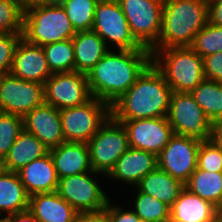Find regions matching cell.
<instances>
[{
    "label": "cell",
    "instance_id": "obj_23",
    "mask_svg": "<svg viewBox=\"0 0 222 222\" xmlns=\"http://www.w3.org/2000/svg\"><path fill=\"white\" fill-rule=\"evenodd\" d=\"M75 71L87 74L110 50L104 40L93 30L76 32L72 38Z\"/></svg>",
    "mask_w": 222,
    "mask_h": 222
},
{
    "label": "cell",
    "instance_id": "obj_31",
    "mask_svg": "<svg viewBox=\"0 0 222 222\" xmlns=\"http://www.w3.org/2000/svg\"><path fill=\"white\" fill-rule=\"evenodd\" d=\"M136 190L132 210L142 222H170V207L167 204Z\"/></svg>",
    "mask_w": 222,
    "mask_h": 222
},
{
    "label": "cell",
    "instance_id": "obj_18",
    "mask_svg": "<svg viewBox=\"0 0 222 222\" xmlns=\"http://www.w3.org/2000/svg\"><path fill=\"white\" fill-rule=\"evenodd\" d=\"M157 167V156L151 152L129 147L124 152L110 173L106 176L120 183L135 187L139 181Z\"/></svg>",
    "mask_w": 222,
    "mask_h": 222
},
{
    "label": "cell",
    "instance_id": "obj_34",
    "mask_svg": "<svg viewBox=\"0 0 222 222\" xmlns=\"http://www.w3.org/2000/svg\"><path fill=\"white\" fill-rule=\"evenodd\" d=\"M23 21L18 0H0V34L23 33Z\"/></svg>",
    "mask_w": 222,
    "mask_h": 222
},
{
    "label": "cell",
    "instance_id": "obj_38",
    "mask_svg": "<svg viewBox=\"0 0 222 222\" xmlns=\"http://www.w3.org/2000/svg\"><path fill=\"white\" fill-rule=\"evenodd\" d=\"M105 210L108 214L109 222H142V220L133 212L132 208L129 211L121 208V206H114L109 200Z\"/></svg>",
    "mask_w": 222,
    "mask_h": 222
},
{
    "label": "cell",
    "instance_id": "obj_9",
    "mask_svg": "<svg viewBox=\"0 0 222 222\" xmlns=\"http://www.w3.org/2000/svg\"><path fill=\"white\" fill-rule=\"evenodd\" d=\"M92 30L116 50L148 49L132 35L127 19L117 0H99Z\"/></svg>",
    "mask_w": 222,
    "mask_h": 222
},
{
    "label": "cell",
    "instance_id": "obj_14",
    "mask_svg": "<svg viewBox=\"0 0 222 222\" xmlns=\"http://www.w3.org/2000/svg\"><path fill=\"white\" fill-rule=\"evenodd\" d=\"M200 145L197 139L173 134L157 155V167L185 184L197 168Z\"/></svg>",
    "mask_w": 222,
    "mask_h": 222
},
{
    "label": "cell",
    "instance_id": "obj_28",
    "mask_svg": "<svg viewBox=\"0 0 222 222\" xmlns=\"http://www.w3.org/2000/svg\"><path fill=\"white\" fill-rule=\"evenodd\" d=\"M190 93L212 123L222 117V83L204 79Z\"/></svg>",
    "mask_w": 222,
    "mask_h": 222
},
{
    "label": "cell",
    "instance_id": "obj_19",
    "mask_svg": "<svg viewBox=\"0 0 222 222\" xmlns=\"http://www.w3.org/2000/svg\"><path fill=\"white\" fill-rule=\"evenodd\" d=\"M17 174L29 196L58 189L59 178L50 152L22 167Z\"/></svg>",
    "mask_w": 222,
    "mask_h": 222
},
{
    "label": "cell",
    "instance_id": "obj_10",
    "mask_svg": "<svg viewBox=\"0 0 222 222\" xmlns=\"http://www.w3.org/2000/svg\"><path fill=\"white\" fill-rule=\"evenodd\" d=\"M135 39L151 49L161 33L164 0H117Z\"/></svg>",
    "mask_w": 222,
    "mask_h": 222
},
{
    "label": "cell",
    "instance_id": "obj_40",
    "mask_svg": "<svg viewBox=\"0 0 222 222\" xmlns=\"http://www.w3.org/2000/svg\"><path fill=\"white\" fill-rule=\"evenodd\" d=\"M73 222H109L107 211L77 212Z\"/></svg>",
    "mask_w": 222,
    "mask_h": 222
},
{
    "label": "cell",
    "instance_id": "obj_27",
    "mask_svg": "<svg viewBox=\"0 0 222 222\" xmlns=\"http://www.w3.org/2000/svg\"><path fill=\"white\" fill-rule=\"evenodd\" d=\"M184 187L218 209L222 207V172H209L197 167Z\"/></svg>",
    "mask_w": 222,
    "mask_h": 222
},
{
    "label": "cell",
    "instance_id": "obj_29",
    "mask_svg": "<svg viewBox=\"0 0 222 222\" xmlns=\"http://www.w3.org/2000/svg\"><path fill=\"white\" fill-rule=\"evenodd\" d=\"M43 50L52 74L75 71V55L72 39L44 45Z\"/></svg>",
    "mask_w": 222,
    "mask_h": 222
},
{
    "label": "cell",
    "instance_id": "obj_17",
    "mask_svg": "<svg viewBox=\"0 0 222 222\" xmlns=\"http://www.w3.org/2000/svg\"><path fill=\"white\" fill-rule=\"evenodd\" d=\"M10 73L26 81L44 84L52 73L47 64L43 46L28 43L21 38L15 48Z\"/></svg>",
    "mask_w": 222,
    "mask_h": 222
},
{
    "label": "cell",
    "instance_id": "obj_4",
    "mask_svg": "<svg viewBox=\"0 0 222 222\" xmlns=\"http://www.w3.org/2000/svg\"><path fill=\"white\" fill-rule=\"evenodd\" d=\"M152 63L176 92H191L205 78L203 58L190 46L150 49Z\"/></svg>",
    "mask_w": 222,
    "mask_h": 222
},
{
    "label": "cell",
    "instance_id": "obj_39",
    "mask_svg": "<svg viewBox=\"0 0 222 222\" xmlns=\"http://www.w3.org/2000/svg\"><path fill=\"white\" fill-rule=\"evenodd\" d=\"M208 22L222 27V0H207Z\"/></svg>",
    "mask_w": 222,
    "mask_h": 222
},
{
    "label": "cell",
    "instance_id": "obj_8",
    "mask_svg": "<svg viewBox=\"0 0 222 222\" xmlns=\"http://www.w3.org/2000/svg\"><path fill=\"white\" fill-rule=\"evenodd\" d=\"M92 170L107 176L119 157L129 149L128 136L122 123L110 116L87 142Z\"/></svg>",
    "mask_w": 222,
    "mask_h": 222
},
{
    "label": "cell",
    "instance_id": "obj_20",
    "mask_svg": "<svg viewBox=\"0 0 222 222\" xmlns=\"http://www.w3.org/2000/svg\"><path fill=\"white\" fill-rule=\"evenodd\" d=\"M49 152L59 179L93 171L87 143L65 141Z\"/></svg>",
    "mask_w": 222,
    "mask_h": 222
},
{
    "label": "cell",
    "instance_id": "obj_15",
    "mask_svg": "<svg viewBox=\"0 0 222 222\" xmlns=\"http://www.w3.org/2000/svg\"><path fill=\"white\" fill-rule=\"evenodd\" d=\"M116 121L125 127L129 147L151 152L156 156L174 134L167 117Z\"/></svg>",
    "mask_w": 222,
    "mask_h": 222
},
{
    "label": "cell",
    "instance_id": "obj_37",
    "mask_svg": "<svg viewBox=\"0 0 222 222\" xmlns=\"http://www.w3.org/2000/svg\"><path fill=\"white\" fill-rule=\"evenodd\" d=\"M204 78L222 83V52L203 57Z\"/></svg>",
    "mask_w": 222,
    "mask_h": 222
},
{
    "label": "cell",
    "instance_id": "obj_42",
    "mask_svg": "<svg viewBox=\"0 0 222 222\" xmlns=\"http://www.w3.org/2000/svg\"><path fill=\"white\" fill-rule=\"evenodd\" d=\"M18 1L24 13L29 9L35 7L53 5L59 3V0H18Z\"/></svg>",
    "mask_w": 222,
    "mask_h": 222
},
{
    "label": "cell",
    "instance_id": "obj_11",
    "mask_svg": "<svg viewBox=\"0 0 222 222\" xmlns=\"http://www.w3.org/2000/svg\"><path fill=\"white\" fill-rule=\"evenodd\" d=\"M95 175L101 174L91 171L59 179L57 192L77 212L104 210L110 199Z\"/></svg>",
    "mask_w": 222,
    "mask_h": 222
},
{
    "label": "cell",
    "instance_id": "obj_44",
    "mask_svg": "<svg viewBox=\"0 0 222 222\" xmlns=\"http://www.w3.org/2000/svg\"><path fill=\"white\" fill-rule=\"evenodd\" d=\"M213 222H222V214L220 212L217 213Z\"/></svg>",
    "mask_w": 222,
    "mask_h": 222
},
{
    "label": "cell",
    "instance_id": "obj_32",
    "mask_svg": "<svg viewBox=\"0 0 222 222\" xmlns=\"http://www.w3.org/2000/svg\"><path fill=\"white\" fill-rule=\"evenodd\" d=\"M190 47L202 58L222 52V27L209 22L195 35Z\"/></svg>",
    "mask_w": 222,
    "mask_h": 222
},
{
    "label": "cell",
    "instance_id": "obj_33",
    "mask_svg": "<svg viewBox=\"0 0 222 222\" xmlns=\"http://www.w3.org/2000/svg\"><path fill=\"white\" fill-rule=\"evenodd\" d=\"M23 130V117L0 112V162Z\"/></svg>",
    "mask_w": 222,
    "mask_h": 222
},
{
    "label": "cell",
    "instance_id": "obj_16",
    "mask_svg": "<svg viewBox=\"0 0 222 222\" xmlns=\"http://www.w3.org/2000/svg\"><path fill=\"white\" fill-rule=\"evenodd\" d=\"M24 130L36 136L47 148L65 142L60 110L44 103L23 117Z\"/></svg>",
    "mask_w": 222,
    "mask_h": 222
},
{
    "label": "cell",
    "instance_id": "obj_36",
    "mask_svg": "<svg viewBox=\"0 0 222 222\" xmlns=\"http://www.w3.org/2000/svg\"><path fill=\"white\" fill-rule=\"evenodd\" d=\"M22 33L0 34V76L11 72L15 48Z\"/></svg>",
    "mask_w": 222,
    "mask_h": 222
},
{
    "label": "cell",
    "instance_id": "obj_22",
    "mask_svg": "<svg viewBox=\"0 0 222 222\" xmlns=\"http://www.w3.org/2000/svg\"><path fill=\"white\" fill-rule=\"evenodd\" d=\"M29 210L37 222H73L77 214L57 191L30 196Z\"/></svg>",
    "mask_w": 222,
    "mask_h": 222
},
{
    "label": "cell",
    "instance_id": "obj_26",
    "mask_svg": "<svg viewBox=\"0 0 222 222\" xmlns=\"http://www.w3.org/2000/svg\"><path fill=\"white\" fill-rule=\"evenodd\" d=\"M140 192L151 195L171 207L178 198L184 184L156 167L135 186Z\"/></svg>",
    "mask_w": 222,
    "mask_h": 222
},
{
    "label": "cell",
    "instance_id": "obj_6",
    "mask_svg": "<svg viewBox=\"0 0 222 222\" xmlns=\"http://www.w3.org/2000/svg\"><path fill=\"white\" fill-rule=\"evenodd\" d=\"M110 116L111 106L95 97L82 105L61 109L65 141L87 143Z\"/></svg>",
    "mask_w": 222,
    "mask_h": 222
},
{
    "label": "cell",
    "instance_id": "obj_41",
    "mask_svg": "<svg viewBox=\"0 0 222 222\" xmlns=\"http://www.w3.org/2000/svg\"><path fill=\"white\" fill-rule=\"evenodd\" d=\"M5 222H37L33 213L27 209L25 211L17 212L15 214L3 217Z\"/></svg>",
    "mask_w": 222,
    "mask_h": 222
},
{
    "label": "cell",
    "instance_id": "obj_35",
    "mask_svg": "<svg viewBox=\"0 0 222 222\" xmlns=\"http://www.w3.org/2000/svg\"><path fill=\"white\" fill-rule=\"evenodd\" d=\"M197 167L209 172H222V147L212 139L201 142Z\"/></svg>",
    "mask_w": 222,
    "mask_h": 222
},
{
    "label": "cell",
    "instance_id": "obj_24",
    "mask_svg": "<svg viewBox=\"0 0 222 222\" xmlns=\"http://www.w3.org/2000/svg\"><path fill=\"white\" fill-rule=\"evenodd\" d=\"M49 153L47 148L36 136L23 130L11 146L5 158L1 161V168L17 172L35 159Z\"/></svg>",
    "mask_w": 222,
    "mask_h": 222
},
{
    "label": "cell",
    "instance_id": "obj_3",
    "mask_svg": "<svg viewBox=\"0 0 222 222\" xmlns=\"http://www.w3.org/2000/svg\"><path fill=\"white\" fill-rule=\"evenodd\" d=\"M207 22V0H164L161 33L151 49L190 46Z\"/></svg>",
    "mask_w": 222,
    "mask_h": 222
},
{
    "label": "cell",
    "instance_id": "obj_43",
    "mask_svg": "<svg viewBox=\"0 0 222 222\" xmlns=\"http://www.w3.org/2000/svg\"><path fill=\"white\" fill-rule=\"evenodd\" d=\"M211 139L222 147V117L213 122Z\"/></svg>",
    "mask_w": 222,
    "mask_h": 222
},
{
    "label": "cell",
    "instance_id": "obj_12",
    "mask_svg": "<svg viewBox=\"0 0 222 222\" xmlns=\"http://www.w3.org/2000/svg\"><path fill=\"white\" fill-rule=\"evenodd\" d=\"M44 103V84L20 79L11 73L0 76V112L24 117Z\"/></svg>",
    "mask_w": 222,
    "mask_h": 222
},
{
    "label": "cell",
    "instance_id": "obj_25",
    "mask_svg": "<svg viewBox=\"0 0 222 222\" xmlns=\"http://www.w3.org/2000/svg\"><path fill=\"white\" fill-rule=\"evenodd\" d=\"M29 201L30 196L17 172L0 168V216L3 218L29 209Z\"/></svg>",
    "mask_w": 222,
    "mask_h": 222
},
{
    "label": "cell",
    "instance_id": "obj_30",
    "mask_svg": "<svg viewBox=\"0 0 222 222\" xmlns=\"http://www.w3.org/2000/svg\"><path fill=\"white\" fill-rule=\"evenodd\" d=\"M99 0H59L75 32L92 30Z\"/></svg>",
    "mask_w": 222,
    "mask_h": 222
},
{
    "label": "cell",
    "instance_id": "obj_1",
    "mask_svg": "<svg viewBox=\"0 0 222 222\" xmlns=\"http://www.w3.org/2000/svg\"><path fill=\"white\" fill-rule=\"evenodd\" d=\"M151 62L150 49L109 50L86 74L92 97L111 106Z\"/></svg>",
    "mask_w": 222,
    "mask_h": 222
},
{
    "label": "cell",
    "instance_id": "obj_7",
    "mask_svg": "<svg viewBox=\"0 0 222 222\" xmlns=\"http://www.w3.org/2000/svg\"><path fill=\"white\" fill-rule=\"evenodd\" d=\"M166 117L174 134L201 142L211 139L213 123L190 92H172Z\"/></svg>",
    "mask_w": 222,
    "mask_h": 222
},
{
    "label": "cell",
    "instance_id": "obj_5",
    "mask_svg": "<svg viewBox=\"0 0 222 222\" xmlns=\"http://www.w3.org/2000/svg\"><path fill=\"white\" fill-rule=\"evenodd\" d=\"M75 35L70 19L60 3L35 7L24 13L22 38L28 43L44 46L72 39Z\"/></svg>",
    "mask_w": 222,
    "mask_h": 222
},
{
    "label": "cell",
    "instance_id": "obj_2",
    "mask_svg": "<svg viewBox=\"0 0 222 222\" xmlns=\"http://www.w3.org/2000/svg\"><path fill=\"white\" fill-rule=\"evenodd\" d=\"M172 92L160 70L151 62L111 105V116L115 120L166 117Z\"/></svg>",
    "mask_w": 222,
    "mask_h": 222
},
{
    "label": "cell",
    "instance_id": "obj_21",
    "mask_svg": "<svg viewBox=\"0 0 222 222\" xmlns=\"http://www.w3.org/2000/svg\"><path fill=\"white\" fill-rule=\"evenodd\" d=\"M219 209L183 188L170 207V222H213Z\"/></svg>",
    "mask_w": 222,
    "mask_h": 222
},
{
    "label": "cell",
    "instance_id": "obj_13",
    "mask_svg": "<svg viewBox=\"0 0 222 222\" xmlns=\"http://www.w3.org/2000/svg\"><path fill=\"white\" fill-rule=\"evenodd\" d=\"M91 98L84 73H54L44 82L45 103L59 110L82 105Z\"/></svg>",
    "mask_w": 222,
    "mask_h": 222
}]
</instances>
